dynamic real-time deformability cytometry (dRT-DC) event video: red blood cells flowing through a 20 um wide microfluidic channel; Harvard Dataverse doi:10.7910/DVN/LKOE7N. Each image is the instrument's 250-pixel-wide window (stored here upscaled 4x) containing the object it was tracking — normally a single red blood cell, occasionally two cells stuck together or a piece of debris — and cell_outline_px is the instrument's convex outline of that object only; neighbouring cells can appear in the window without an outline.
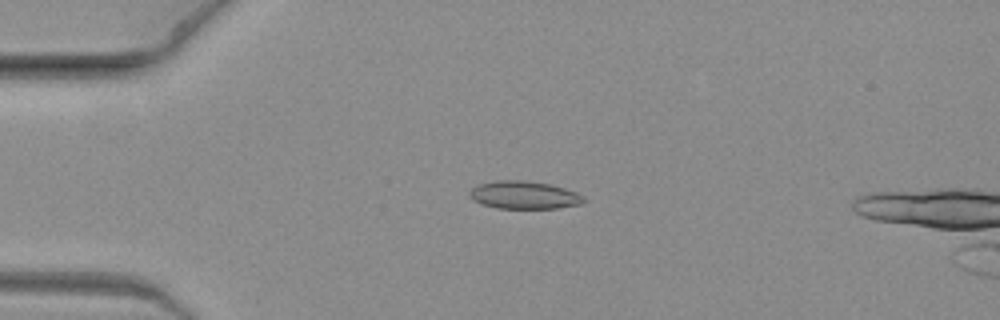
{"species": "common noctule bat (a hibernating species)", "species_latin": "Nyctalus noctula", "temperature_condition": "warm", "stored_images_in_passage": 7, "camera_frame_rate_fps": 3000, "um_per_image_px": 0.085, "animal": {"sex": "female", "body_mass_g": 19.3, "forearm_length_mm": 54.1}, "frame": {"image": 1, "passage_image": 4, "time_ms": 1.0, "image_size_px": [1000, 320], "cell_outline_px": [[584, 204], [556, 208], [496, 208], [480, 204], [472, 200], [468, 196], [468, 192], [472, 188], [480, 184], [500, 180], [516, 180], [548, 184], [564, 188], [576, 192], [584, 196]], "centroid_in_image_um": [44.52, 16.59], "position_along_channel_um": 40.5, "area_um2": 18.44}}
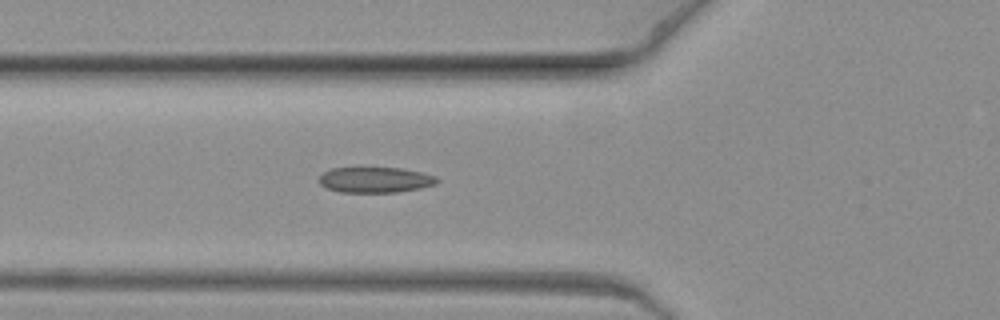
{"frame": {"image": 2, "passage_image": 7, "time_ms": 2.0, "image_size_px": [1000, 320], "cell_outline_px": [[440, 180], [436, 184], [420, 188], [396, 192], [340, 192], [328, 188], [320, 184], [320, 176], [324, 172], [332, 168], [400, 168], [420, 172], [436, 176]], "centroid_in_image_um": [31.92, 15.29], "position_along_channel_um": 93.9, "area_um2": 17.4}}